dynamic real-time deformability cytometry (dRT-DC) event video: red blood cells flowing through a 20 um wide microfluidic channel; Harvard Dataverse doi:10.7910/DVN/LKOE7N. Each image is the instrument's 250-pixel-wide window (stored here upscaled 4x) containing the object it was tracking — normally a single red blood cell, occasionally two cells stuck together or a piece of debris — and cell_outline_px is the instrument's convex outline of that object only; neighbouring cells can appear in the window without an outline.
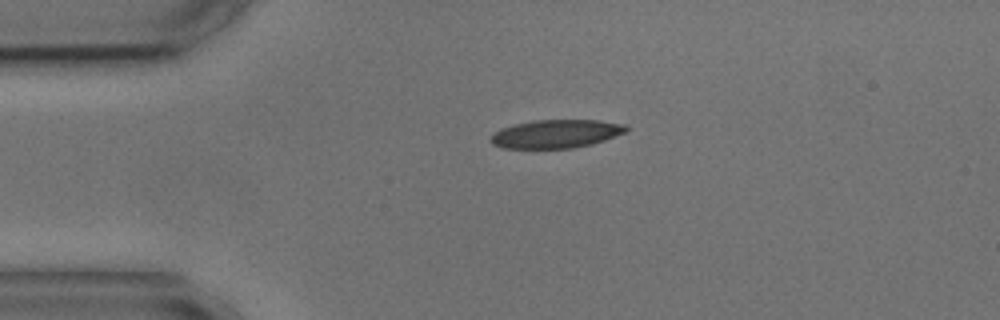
{"species": "common noctule bat (a hibernating species)", "species_latin": "Nyctalus noctula", "temperature_condition": "cold", "stored_images_in_passage": 3, "camera_frame_rate_fps": 3000, "um_per_image_px": 0.085, "animal": {"sex": "male", "body_mass_g": 17.9, "forearm_length_mm": 54.2}, "frame": {"image": 1, "passage_image": 1, "time_ms": 0.0, "image_size_px": [1000, 320], "cell_outline_px": [[628, 128], [624, 132], [604, 140], [592, 144], [572, 148], [504, 148], [492, 144], [488, 140], [500, 128], [516, 124], [536, 120], [600, 120], [624, 124]], "centroid_in_image_um": [47.24, 11.37], "position_along_channel_um": 37.8, "area_um2": 22.2}}